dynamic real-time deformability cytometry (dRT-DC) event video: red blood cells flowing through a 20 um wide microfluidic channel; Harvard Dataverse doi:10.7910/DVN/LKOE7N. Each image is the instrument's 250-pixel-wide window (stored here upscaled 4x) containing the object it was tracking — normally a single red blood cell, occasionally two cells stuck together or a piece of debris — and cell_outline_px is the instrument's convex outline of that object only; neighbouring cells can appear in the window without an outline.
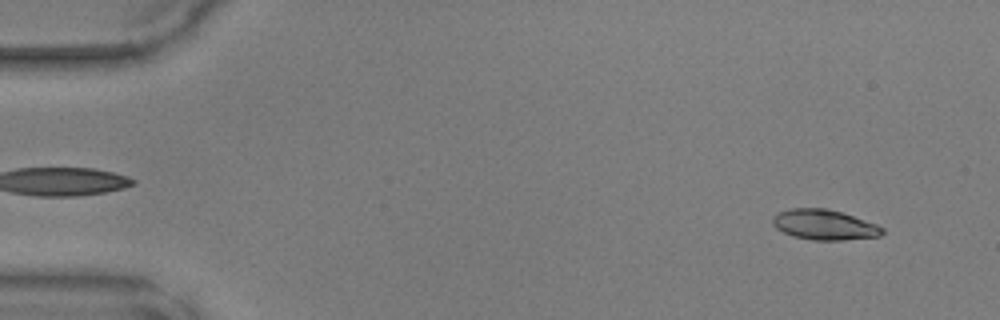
{"species": "common noctule bat (a hibernating species)", "species_latin": "Nyctalus noctula", "temperature_condition": "warm", "stored_images_in_passage": 36, "camera_frame_rate_fps": 3000, "um_per_image_px": 0.085, "animal": {"sex": "male", "body_mass_g": 17.9, "forearm_length_mm": 54.2}, "frame": {"image": 1, "passage_image": 1, "time_ms": 0.0, "image_size_px": [1000, 320], "cell_outline_px": [[884, 232], [880, 236], [844, 240], [812, 240], [792, 236], [776, 228], [772, 224], [772, 216], [788, 208], [828, 208], [876, 224], [884, 228]], "centroid_in_image_um": [70.04, 19.1], "position_along_channel_um": 15.0, "area_um2": 19.31}}
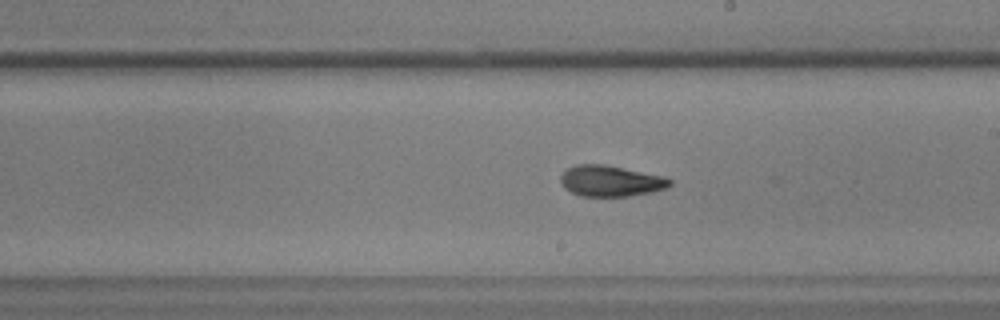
{"frame": {"image": 2, "passage_image": 25, "time_ms": 8.0, "image_size_px": [1000, 320], "cell_outline_px": [[672, 184], [668, 188], [652, 192], [628, 196], [580, 196], [564, 188], [560, 180], [560, 176], [568, 168], [576, 164], [604, 164], [664, 176], [672, 180]], "centroid_in_image_um": [51.92, 15.38], "position_along_channel_um": 237.1, "area_um2": 19.77}}
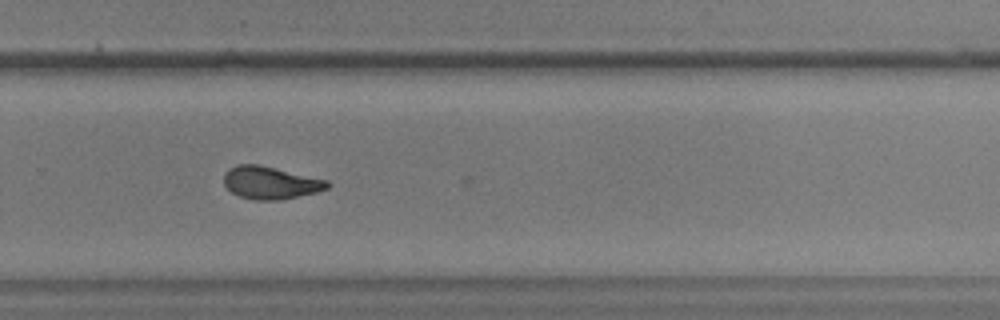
{"frame": {"image": 3, "passage_image": 30, "time_ms": 9.667, "image_size_px": [1000, 320], "cell_outline_px": [[332, 184], [328, 188], [316, 192], [280, 200], [252, 200], [240, 196], [232, 192], [224, 184], [224, 172], [228, 168], [236, 164], [260, 164], [328, 180]], "centroid_in_image_um": [22.98, 15.52], "position_along_channel_um": 306.8, "area_um2": 19.83}}